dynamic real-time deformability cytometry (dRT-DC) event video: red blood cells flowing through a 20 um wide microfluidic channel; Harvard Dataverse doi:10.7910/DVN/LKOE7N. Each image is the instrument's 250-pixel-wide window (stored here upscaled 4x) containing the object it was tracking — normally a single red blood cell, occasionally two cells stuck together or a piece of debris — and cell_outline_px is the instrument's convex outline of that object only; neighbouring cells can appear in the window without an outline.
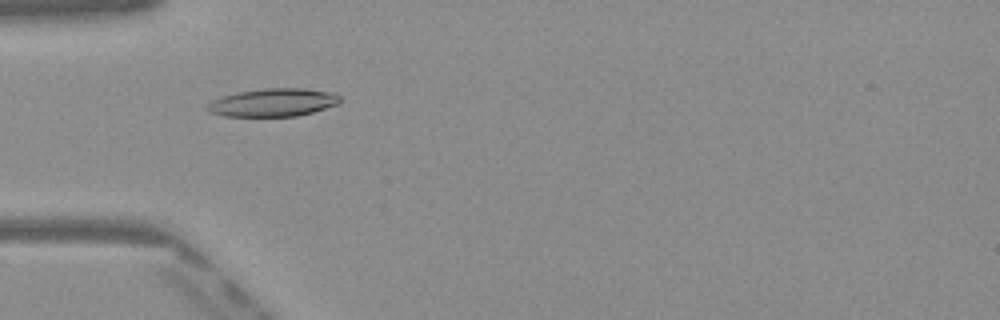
{"species": "Egyptian fruit bat (a non-hibernating species)", "species_latin": "Rousettus aegyptiacus", "temperature_condition": "warm", "stored_images_in_passage": 36, "camera_frame_rate_fps": 3000, "um_per_image_px": 0.085, "frame": {"image": 1, "passage_image": 2, "time_ms": 0.333, "image_size_px": [1000, 320], "cell_outline_px": [[344, 100], [340, 104], [312, 112], [296, 116], [224, 116], [208, 112], [204, 108], [212, 100], [236, 92], [264, 88], [304, 88], [336, 92]], "centroid_in_image_um": [23.26, 8.7], "position_along_channel_um": 61.7, "area_um2": 22.02}}
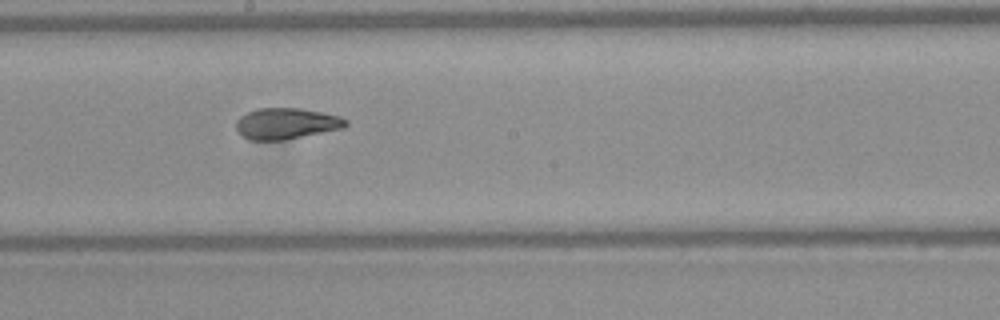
{"frame": {"image": 2, "passage_image": 14, "time_ms": 4.333, "image_size_px": [1000, 320], "cell_outline_px": [[348, 124], [344, 128], [284, 140], [248, 140], [240, 136], [236, 132], [236, 120], [240, 116], [256, 108], [300, 108], [340, 116], [348, 120]], "centroid_in_image_um": [24.3, 10.51], "position_along_channel_um": 223.9, "area_um2": 20.11}}
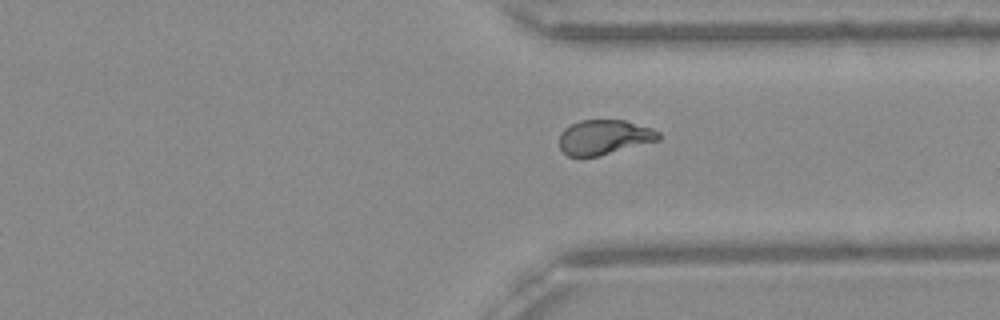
{"frame": {"image": 3, "passage_image": 24, "time_ms": 7.667, "image_size_px": [1000, 320], "cell_outline_px": [[664, 136], [660, 140], [600, 156], [568, 156], [560, 148], [560, 132], [564, 128], [580, 120], [624, 120], [652, 128], [660, 132]], "centroid_in_image_um": [51.4, 11.66], "position_along_channel_um": 360.0, "area_um2": 20.29}, "authors_computed_cell_mechanics": {"area_um2": 20.6057, "velocity_mm_per_s": 4.0916, "shape_relaxation_time_tau1_ms": 4.4581, "shape_relaxation_time_tau2_ms": 1.4099, "deformation_change_tau1": 0.201, "deformation_change_tau2": 0.0874}}